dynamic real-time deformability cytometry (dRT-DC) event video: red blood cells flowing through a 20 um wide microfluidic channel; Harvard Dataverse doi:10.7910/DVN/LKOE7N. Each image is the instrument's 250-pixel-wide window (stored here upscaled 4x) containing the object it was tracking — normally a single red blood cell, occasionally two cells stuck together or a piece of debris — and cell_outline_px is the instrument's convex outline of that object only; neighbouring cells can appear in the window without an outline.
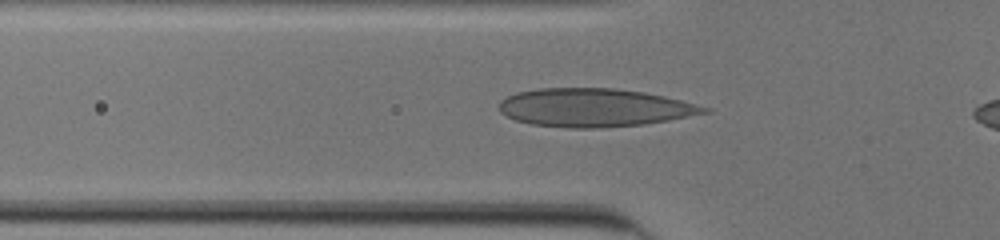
{"species": "human", "species_latin": "Homo sapiens", "temperature_condition": "cold", "stored_images_in_passage": 41, "camera_frame_rate_fps": 3000, "um_per_image_px": 0.085, "donor": {"sex": "male"}, "frame": {"image": 1, "passage_image": 11, "time_ms": 3.333, "image_size_px": [1000, 240], "cell_outline_px": [[712, 112], [668, 120], [644, 124], [600, 128], [568, 128], [532, 124], [516, 120], [500, 112], [500, 100], [516, 92], [540, 88], [612, 88], [644, 92], [664, 96], [712, 108]], "centroid_in_image_um": [50.54, 9.15], "position_along_channel_um": 75.3, "area_um2": 45.72}}
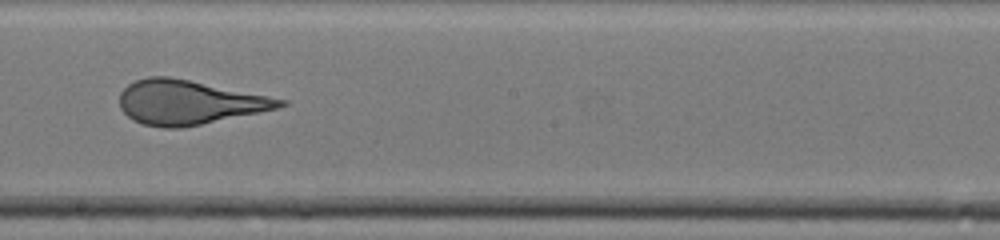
{"frame": {"image": 2, "passage_image": 23, "time_ms": 7.333, "image_size_px": [1000, 240], "cell_outline_px": [[288, 104], [276, 108], [200, 124], [180, 128], [164, 128], [144, 124], [132, 120], [120, 108], [120, 92], [128, 84], [136, 80], [148, 76], [168, 76], [288, 100]], "centroid_in_image_um": [15.99, 8.69], "position_along_channel_um": 232.2, "area_um2": 40.69}}
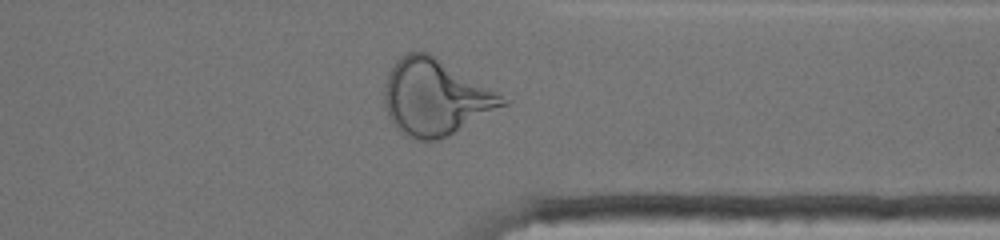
{"frame": {"image": 3, "passage_image": 34, "time_ms": 11.0, "image_size_px": [1000, 240], "cell_outline_px": [[512, 100], [508, 104], [448, 136], [440, 140], [412, 140], [400, 132], [392, 124], [388, 116], [384, 104], [384, 88], [388, 72], [396, 60], [400, 56], [408, 52], [428, 52]], "centroid_in_image_um": [36.99, 8.29], "position_along_channel_um": 374.4, "area_um2": 52.54}, "authors_computed_cell_mechanics": {"area_um2": 41.7894, "velocity_mm_per_s": 3.9335, "shape_relaxation_time_tau1_ms": 10.6723, "shape_relaxation_time_tau2_ms": 0.7825, "deformation_change_tau1": 0.3475, "deformation_change_tau2": 0.0906}}